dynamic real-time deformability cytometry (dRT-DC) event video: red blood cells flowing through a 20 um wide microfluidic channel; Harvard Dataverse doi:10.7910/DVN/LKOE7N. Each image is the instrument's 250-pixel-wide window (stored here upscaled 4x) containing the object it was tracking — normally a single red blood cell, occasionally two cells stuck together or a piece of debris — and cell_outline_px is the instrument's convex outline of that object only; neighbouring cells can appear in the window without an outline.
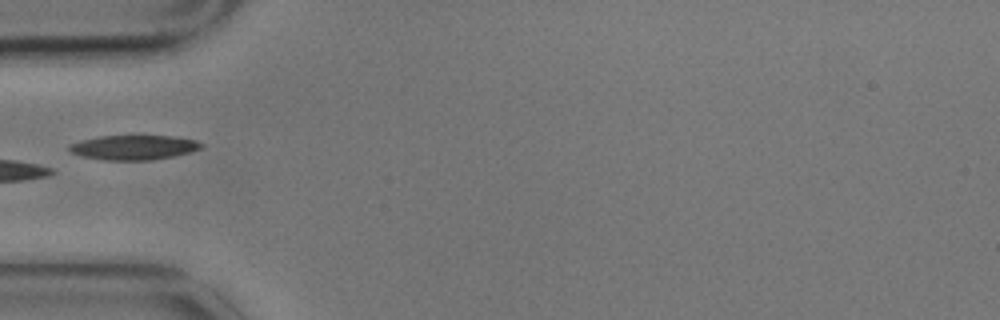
{"species": "common noctule bat (a hibernating species)", "species_latin": "Nyctalus noctula", "temperature_condition": "cold", "stored_images_in_passage": 5, "camera_frame_rate_fps": 3000, "um_per_image_px": 0.085, "animal": {"sex": "male", "body_mass_g": 17.9}, "frame": {"image": 1, "passage_image": 5, "time_ms": 1.333, "image_size_px": [1000, 320], "cell_outline_px": [[204, 144], [200, 148], [188, 152], [172, 156], [152, 160], [104, 160], [80, 156], [68, 152], [68, 144], [100, 136], [132, 132], [136, 132], [168, 136], [196, 140]], "centroid_in_image_um": [11.3, 12.48], "position_along_channel_um": 73.7, "area_um2": 19.83}}